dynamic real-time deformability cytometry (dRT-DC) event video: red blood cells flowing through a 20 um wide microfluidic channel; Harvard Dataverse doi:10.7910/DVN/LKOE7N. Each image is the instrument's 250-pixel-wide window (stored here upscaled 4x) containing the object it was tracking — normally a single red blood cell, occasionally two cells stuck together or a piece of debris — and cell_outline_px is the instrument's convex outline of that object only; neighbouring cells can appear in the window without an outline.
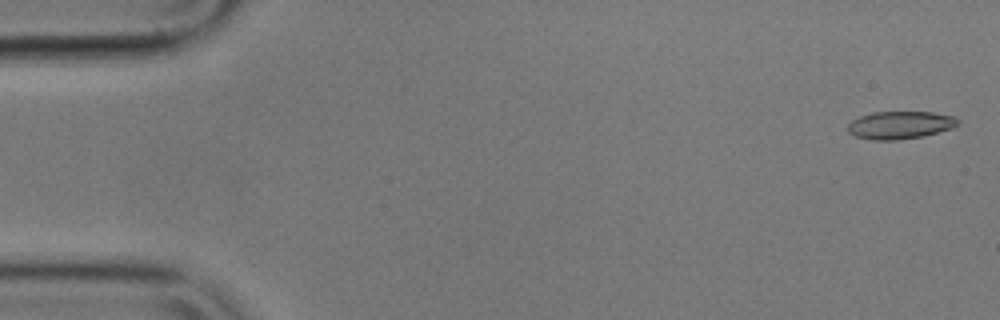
{"species": "common noctule bat (a hibernating species)", "species_latin": "Nyctalus noctula", "temperature_condition": "cold", "stored_images_in_passage": 56, "camera_frame_rate_fps": 3000, "um_per_image_px": 0.085, "animal": {"sex": "male", "body_mass_g": 17.9}, "frame": {"image": 1, "passage_image": 2, "time_ms": 0.333, "image_size_px": [1000, 320], "cell_outline_px": [[960, 124], [952, 128], [924, 136], [896, 140], [872, 140], [856, 136], [848, 132], [848, 124], [852, 120], [860, 116], [872, 112], [932, 112], [956, 116], [960, 120]], "centroid_in_image_um": [76.54, 10.62], "position_along_channel_um": 8.5, "area_um2": 17.92}}
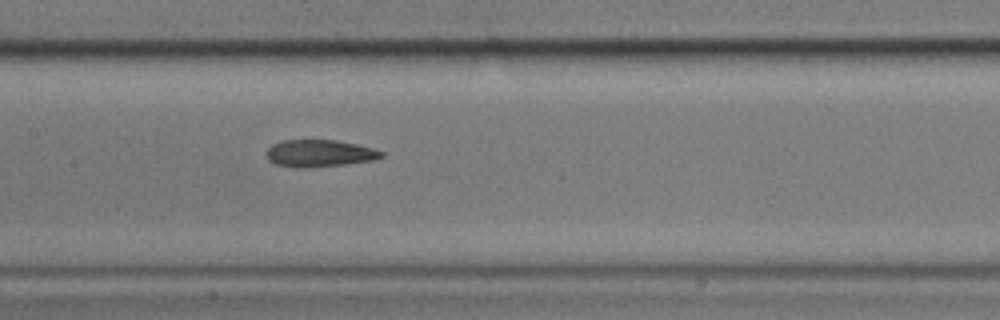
{"frame": {"image": 2, "passage_image": 27, "time_ms": 8.667, "image_size_px": [1000, 320], "cell_outline_px": [[384, 156], [372, 160], [344, 164], [308, 168], [296, 168], [276, 164], [268, 160], [268, 148], [272, 144], [284, 140], [336, 140], [356, 144], [372, 148], [384, 152]], "centroid_in_image_um": [27.15, 13.03], "position_along_channel_um": 180.2, "area_um2": 18.03}}
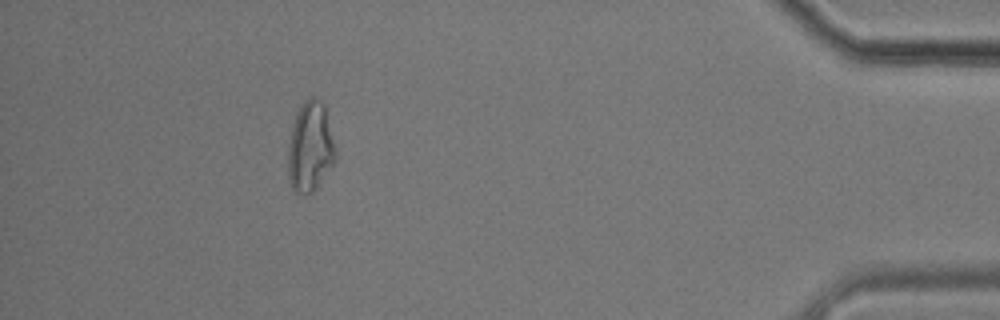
{"frame": {"image": 3, "passage_image": 51, "time_ms": 16.667, "image_size_px": [1000, 320], "cell_outline_px": [[336, 160], [316, 188], [312, 192], [304, 196], [296, 196], [292, 192], [288, 180], [288, 144], [296, 112], [304, 100], [308, 96], [316, 96], [324, 104], [336, 156]], "centroid_in_image_um": [26.33, 12.54], "position_along_channel_um": 408.9, "area_um2": 25.2}, "authors_computed_cell_mechanics": {"area_um2": 18.496, "velocity_mm_per_s": 3.557, "shape_relaxation_time_tau1_ms": null, "shape_relaxation_time_tau2_ms": 2.5962, "deformation_change_tau1": null, "deformation_change_tau2": 0.1089}}